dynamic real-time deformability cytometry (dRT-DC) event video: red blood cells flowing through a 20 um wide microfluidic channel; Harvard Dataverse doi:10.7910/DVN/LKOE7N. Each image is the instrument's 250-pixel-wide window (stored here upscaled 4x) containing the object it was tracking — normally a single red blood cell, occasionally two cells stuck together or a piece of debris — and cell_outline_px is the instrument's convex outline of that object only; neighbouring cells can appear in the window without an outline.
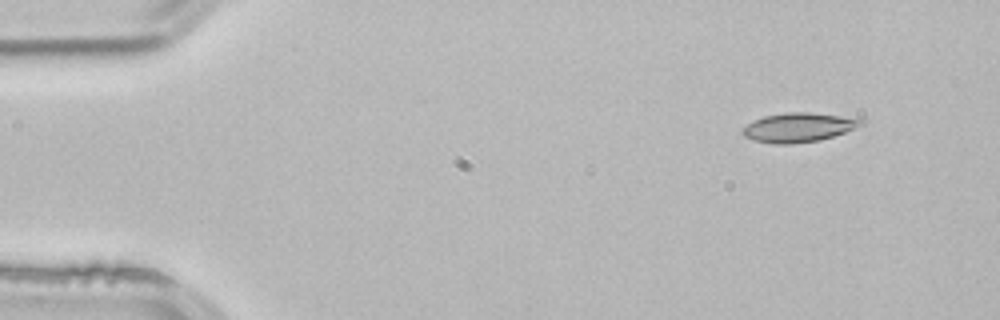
{"species": "common noctule bat (a hibernating species)", "species_latin": "Nyctalus noctula", "temperature_condition": "room temperature", "stored_images_in_passage": 3, "camera_frame_rate_fps": 3000, "um_per_image_px": 0.085, "animal": {"sex": "male", "body_mass_g": 21.5, "forearm_length_mm": 52.0}, "frame": {"image": 1, "passage_image": 1, "time_ms": 0.0, "image_size_px": [1000, 320], "cell_outline_px": [[864, 124], [844, 132], [820, 140], [792, 144], [772, 144], [752, 140], [744, 136], [740, 132], [740, 128], [764, 116], [788, 112], [808, 112], [860, 116], [864, 120]], "centroid_in_image_um": [67.92, 10.82], "position_along_channel_um": 17.1, "area_um2": 20.63}}
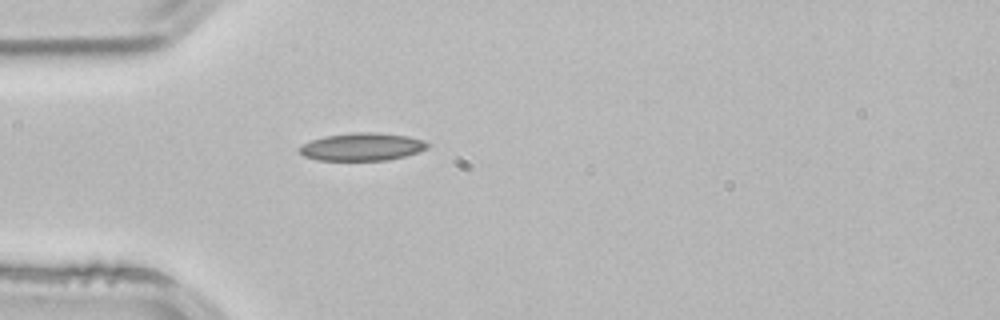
{"frame": {"image": 2, "passage_image": 3, "time_ms": 0.667, "image_size_px": [1000, 320], "cell_outline_px": [[432, 144], [428, 148], [404, 156], [388, 160], [316, 160], [304, 156], [296, 148], [300, 144], [324, 136], [352, 132], [372, 132], [408, 136], [424, 140]], "centroid_in_image_um": [30.75, 12.47], "position_along_channel_um": 54.2, "area_um2": 20.87}}